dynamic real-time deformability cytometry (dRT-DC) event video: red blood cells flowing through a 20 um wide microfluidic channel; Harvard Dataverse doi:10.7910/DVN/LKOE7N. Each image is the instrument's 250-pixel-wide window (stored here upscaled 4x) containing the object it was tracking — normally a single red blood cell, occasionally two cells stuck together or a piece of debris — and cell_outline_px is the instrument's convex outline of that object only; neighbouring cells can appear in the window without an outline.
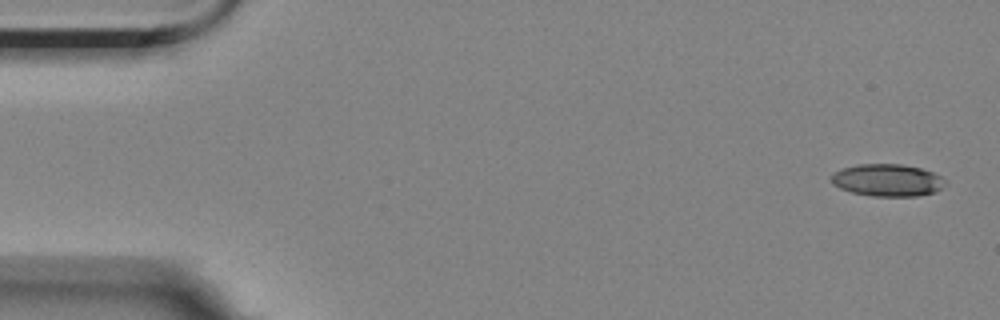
{"species": "Egyptian fruit bat (a non-hibernating species)", "species_latin": "Rousettus aegyptiacus", "temperature_condition": "room temperature", "stored_images_in_passage": 6, "camera_frame_rate_fps": 3000, "um_per_image_px": 0.085, "animal": {"sex": "female"}, "frame": {"image": 1, "passage_image": 1, "time_ms": 0.0, "image_size_px": [1000, 320], "cell_outline_px": [[948, 184], [936, 192], [916, 196], [872, 196], [852, 192], [840, 188], [832, 184], [832, 172], [840, 168], [856, 164], [900, 164], [920, 168], [932, 172], [940, 176]], "centroid_in_image_um": [75.42, 15.31], "position_along_channel_um": 9.6, "area_um2": 21.56}}